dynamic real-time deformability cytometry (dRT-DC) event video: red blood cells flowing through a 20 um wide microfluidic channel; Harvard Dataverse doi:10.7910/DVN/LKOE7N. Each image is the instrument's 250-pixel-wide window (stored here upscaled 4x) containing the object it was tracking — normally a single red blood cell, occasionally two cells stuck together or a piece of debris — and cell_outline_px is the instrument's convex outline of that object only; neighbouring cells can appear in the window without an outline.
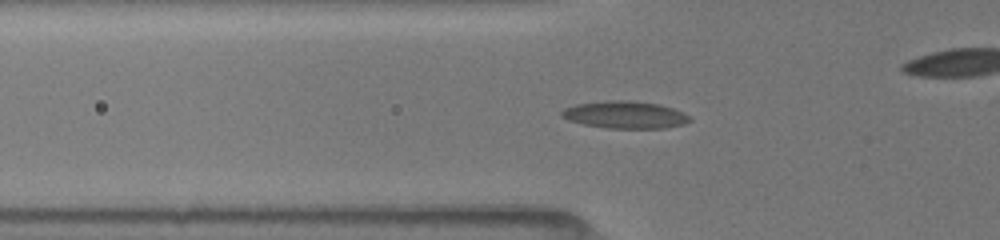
{"species": "common noctule bat (a hibernating species)", "species_latin": "Nyctalus noctula", "temperature_condition": "room temperature", "stored_images_in_passage": 47, "camera_frame_rate_fps": 3000, "um_per_image_px": 0.085, "animal": {"sex": "female", "body_mass_g": 19.5, "forearm_length_mm": 54.1}, "frame": {"image": 1, "passage_image": 19, "time_ms": 6.0, "image_size_px": [1000, 240], "cell_outline_px": [[692, 120], [684, 124], [664, 128], [608, 128], [584, 124], [568, 120], [560, 116], [560, 112], [564, 108], [576, 104], [612, 100], [624, 100], [660, 104], [684, 112]], "centroid_in_image_um": [53.12, 9.76], "position_along_channel_um": 72.7, "area_um2": 20.29}}
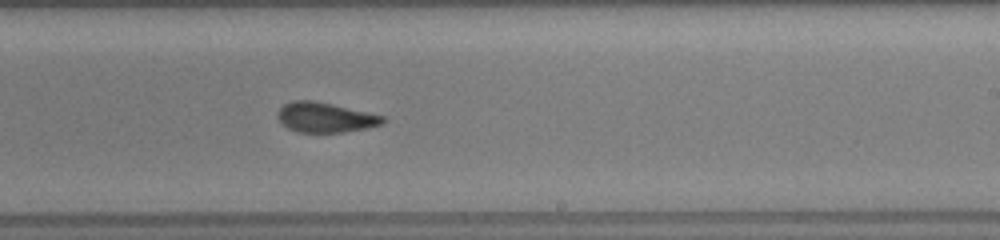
{"frame": {"image": 2, "passage_image": 33, "time_ms": 10.667, "image_size_px": [1000, 240], "cell_outline_px": [[388, 120], [384, 124], [368, 128], [344, 132], [300, 132], [288, 128], [276, 116], [280, 108], [284, 104], [292, 100], [316, 100], [384, 116]], "centroid_in_image_um": [27.69, 9.97], "position_along_channel_um": 261.3, "area_um2": 18.44}}
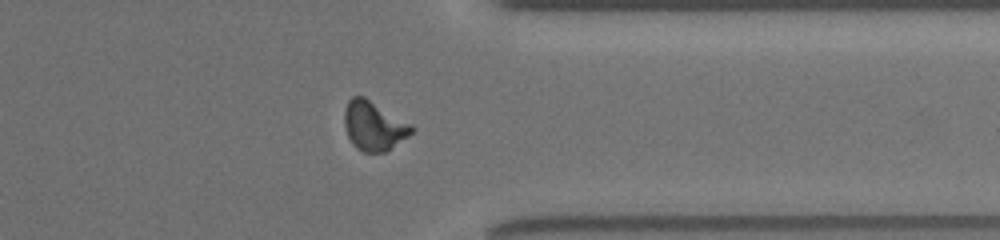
{"frame": {"image": 3, "passage_image": 42, "time_ms": 13.667, "image_size_px": [1000, 240], "cell_outline_px": [[416, 128], [408, 136], [388, 152], [364, 152], [356, 148], [352, 144], [348, 136], [344, 124], [344, 108], [348, 100], [352, 96], [364, 96], [412, 124]], "centroid_in_image_um": [31.78, 10.7], "position_along_channel_um": 379.6, "area_um2": 19.54}, "authors_computed_cell_mechanics": {"area_um2": 18.9584, "velocity_mm_per_s": 4.0489, "shape_relaxation_time_tau1_ms": 3.3262, "shape_relaxation_time_tau2_ms": 1.6743, "deformation_change_tau1": 0.1352, "deformation_change_tau2": 0.0839}}